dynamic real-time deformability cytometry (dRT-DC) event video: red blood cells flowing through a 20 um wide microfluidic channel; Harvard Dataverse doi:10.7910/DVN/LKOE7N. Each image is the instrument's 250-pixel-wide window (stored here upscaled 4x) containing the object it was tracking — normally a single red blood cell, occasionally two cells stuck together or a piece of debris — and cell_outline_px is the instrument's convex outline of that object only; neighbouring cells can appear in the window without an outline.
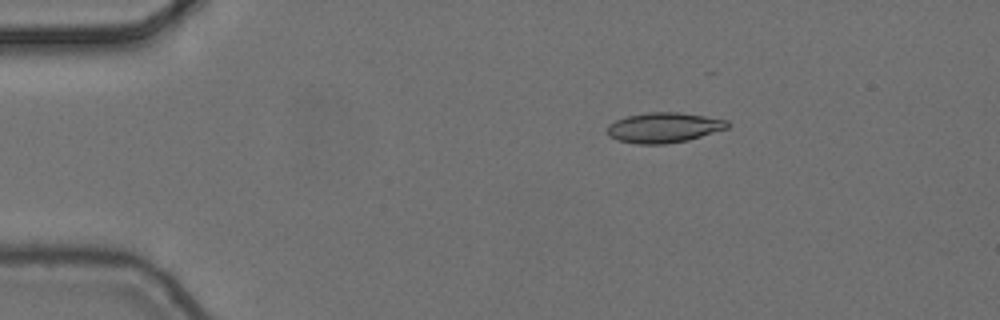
{"species": "common noctule bat (a hibernating species)", "species_latin": "Nyctalus noctula", "temperature_condition": "cold", "stored_images_in_passage": 3, "camera_frame_rate_fps": 3000, "um_per_image_px": 0.085, "animal": {"sex": "female", "body_mass_g": 24.6, "forearm_length_mm": 56.2}, "frame": {"image": 1, "passage_image": 1, "time_ms": 0.0, "image_size_px": [1000, 320], "cell_outline_px": [[728, 128], [688, 140], [664, 144], [636, 144], [616, 140], [608, 136], [608, 124], [616, 120], [628, 116], [648, 112], [680, 112], [728, 120]], "centroid_in_image_um": [56.4, 10.85], "position_along_channel_um": 28.6, "area_um2": 21.1}}